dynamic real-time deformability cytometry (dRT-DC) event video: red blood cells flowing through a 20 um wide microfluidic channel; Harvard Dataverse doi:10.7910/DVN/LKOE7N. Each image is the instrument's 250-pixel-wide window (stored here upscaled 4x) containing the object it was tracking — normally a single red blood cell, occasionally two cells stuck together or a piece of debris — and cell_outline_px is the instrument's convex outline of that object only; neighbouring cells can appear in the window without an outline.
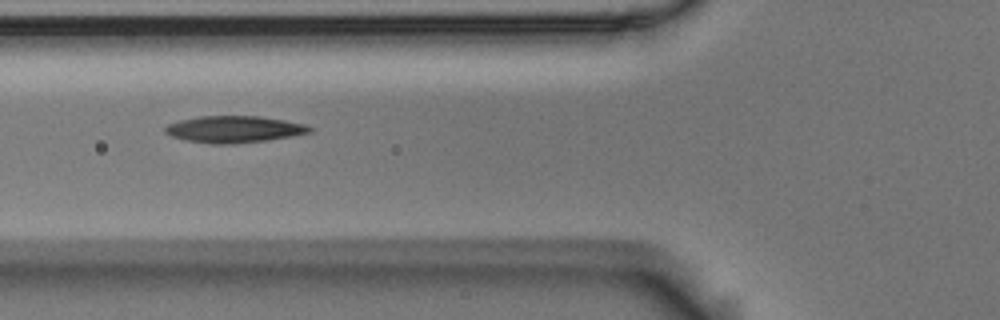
{"species": "Egyptian fruit bat (a non-hibernating species)", "species_latin": "Rousettus aegyptiacus", "temperature_condition": "room temperature", "stored_images_in_passage": 8, "camera_frame_rate_fps": 3000, "um_per_image_px": 0.085, "animal": {"sex": "male"}, "frame": {"image": 1, "passage_image": 3, "time_ms": 0.667, "image_size_px": [1000, 320], "cell_outline_px": [[312, 132], [292, 136], [268, 140], [232, 144], [212, 144], [188, 140], [172, 136], [164, 132], [164, 128], [168, 124], [180, 120], [200, 116], [260, 116], [284, 120], [304, 124], [312, 128]], "centroid_in_image_um": [19.9, 10.99], "position_along_channel_um": 105.9, "area_um2": 22.43}}
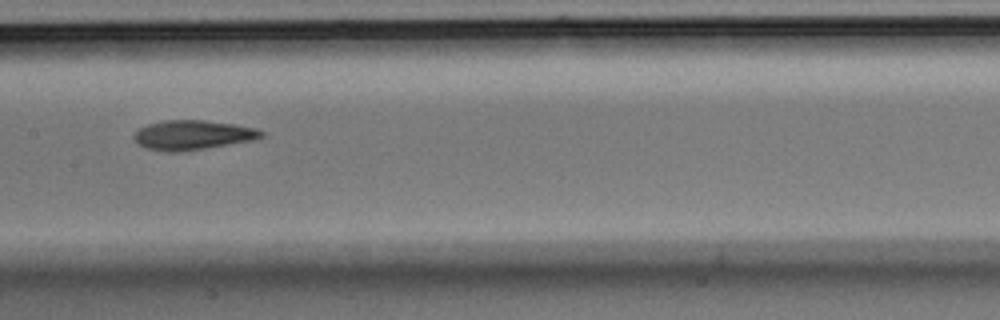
{"frame": {"image": 2, "passage_image": 5, "time_ms": 1.333, "image_size_px": [1000, 320], "cell_outline_px": [[264, 136], [252, 140], [204, 148], [176, 152], [164, 152], [144, 148], [136, 144], [132, 136], [140, 128], [148, 124], [164, 120], [204, 120], [236, 124], [256, 128], [264, 132]], "centroid_in_image_um": [16.33, 11.47], "position_along_channel_um": 191.1, "area_um2": 21.96}}
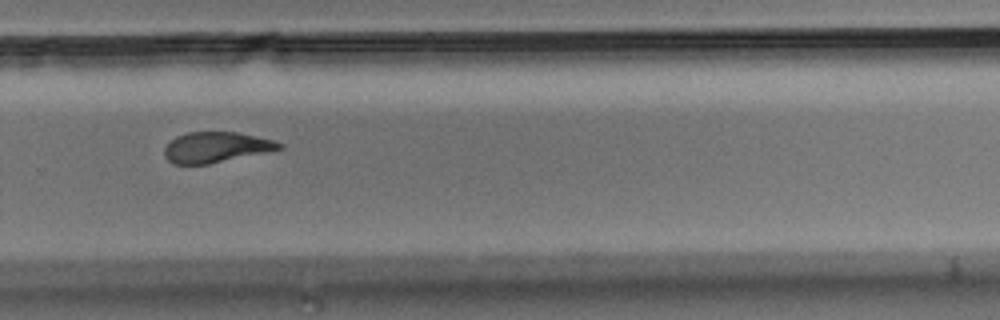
{"frame": {"image": 3, "passage_image": 8, "time_ms": 2.333, "image_size_px": [1000, 320], "cell_outline_px": [[284, 148], [208, 164], [172, 164], [164, 156], [164, 148], [176, 136], [188, 132], [240, 132], [272, 140], [284, 144]], "centroid_in_image_um": [18.35, 12.51], "position_along_channel_um": 311.5, "area_um2": 20.29}}